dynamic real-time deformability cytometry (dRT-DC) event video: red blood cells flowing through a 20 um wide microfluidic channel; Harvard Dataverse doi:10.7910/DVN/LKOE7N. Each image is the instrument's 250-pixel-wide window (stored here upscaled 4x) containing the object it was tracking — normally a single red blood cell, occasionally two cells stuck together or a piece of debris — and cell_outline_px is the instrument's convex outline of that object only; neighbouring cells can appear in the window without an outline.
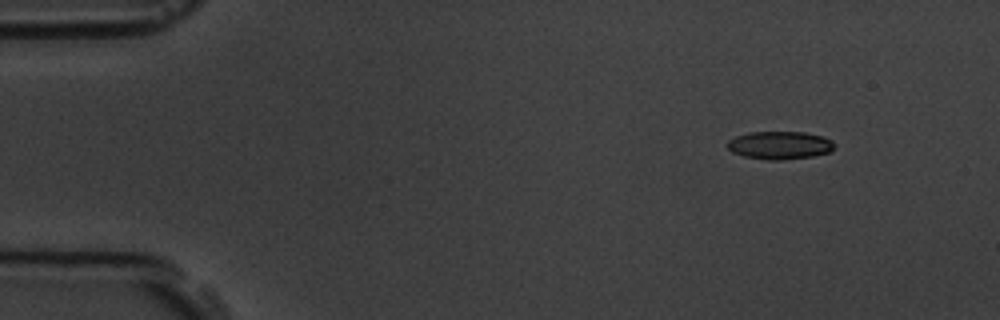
{"species": "common noctule bat (a hibernating species)", "species_latin": "Nyctalus noctula", "temperature_condition": "room temperature", "stored_images_in_passage": 5, "camera_frame_rate_fps": 3000, "um_per_image_px": 0.085, "animal": {"sex": "male", "body_mass_g": 19.5, "forearm_length_mm": 54.6}, "frame": {"image": 1, "passage_image": 2, "time_ms": 2.0, "image_size_px": [1000, 320], "cell_outline_px": [[832, 152], [812, 156], [780, 160], [768, 160], [744, 156], [732, 152], [728, 148], [728, 140], [736, 136], [748, 132], [804, 132], [824, 136], [832, 140]], "centroid_in_image_um": [66.28, 12.34], "position_along_channel_um": 18.7, "area_um2": 17.4}}
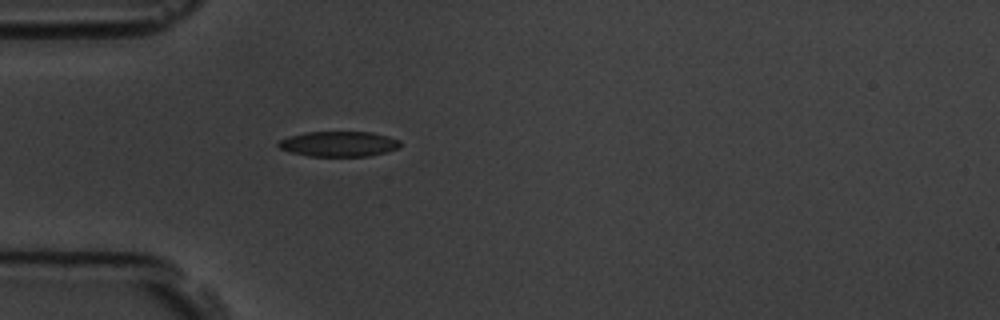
{"frame": {"image": 2, "passage_image": 5, "time_ms": 5.333, "image_size_px": [1000, 320], "cell_outline_px": [[404, 144], [400, 148], [368, 156], [308, 156], [288, 152], [280, 148], [276, 144], [280, 140], [288, 136], [304, 132], [372, 132], [388, 136], [400, 140]], "centroid_in_image_um": [28.8, 12.23], "position_along_channel_um": 56.2, "area_um2": 18.15}}